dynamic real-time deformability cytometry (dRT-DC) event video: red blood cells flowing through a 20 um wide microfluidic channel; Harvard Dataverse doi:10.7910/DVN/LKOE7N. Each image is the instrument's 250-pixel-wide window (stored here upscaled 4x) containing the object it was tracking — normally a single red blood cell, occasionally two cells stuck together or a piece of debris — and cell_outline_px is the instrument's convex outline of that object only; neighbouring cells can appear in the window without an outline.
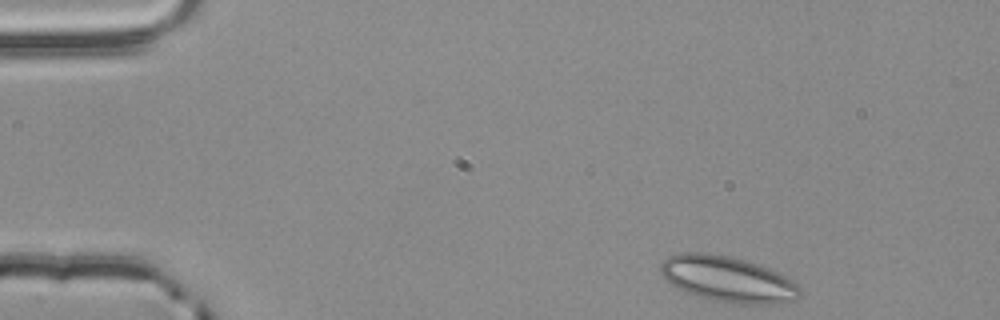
{"species": "common noctule bat (a hibernating species)", "species_latin": "Nyctalus noctula", "temperature_condition": "room temperature", "stored_images_in_passage": 26, "camera_frame_rate_fps": 3000, "um_per_image_px": 0.085, "animal": {"sex": "male", "body_mass_g": 20.4}, "frame": {"image": 1, "passage_image": 1, "time_ms": 0.0, "image_size_px": [1000, 320], "cell_outline_px": [[800, 296], [796, 300], [780, 304], [740, 304], [700, 296], [688, 292], [672, 284], [660, 272], [660, 264], [668, 256], [680, 252], [708, 252], [728, 256], [744, 260], [780, 272], [796, 284], [800, 288]], "centroid_in_image_um": [61.9, 23.71], "position_along_channel_um": 23.1, "area_um2": 36.82}}
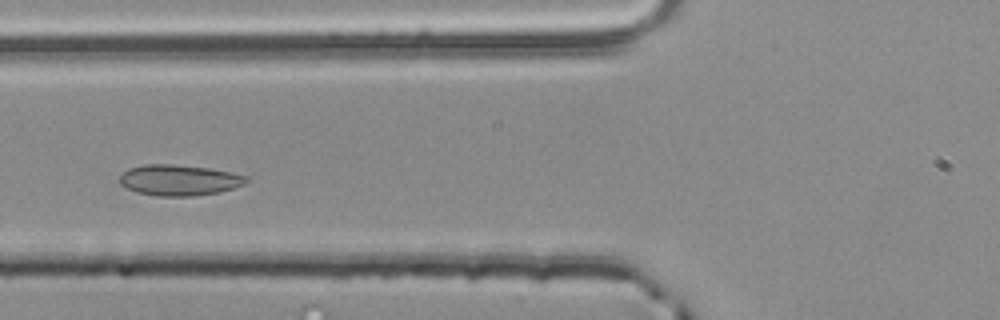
{"frame": {"image": 2, "passage_image": 15, "time_ms": 4.667, "image_size_px": [1000, 320], "cell_outline_px": [[248, 180], [244, 184], [232, 188], [216, 192], [192, 196], [156, 196], [136, 192], [120, 184], [120, 176], [128, 168], [144, 164], [172, 164], [208, 168], [232, 172], [248, 176]], "centroid_in_image_um": [15.21, 15.3], "position_along_channel_um": 110.6, "area_um2": 22.66}}
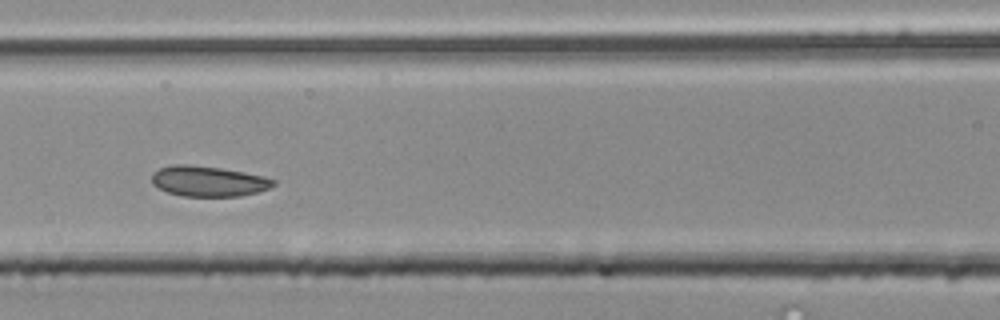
{"frame": {"image": 3, "passage_image": 18, "time_ms": 5.667, "image_size_px": [1000, 320], "cell_outline_px": [[276, 184], [268, 188], [256, 192], [240, 196], [184, 196], [168, 192], [152, 184], [152, 172], [160, 168], [172, 164], [188, 164], [220, 168], [244, 172], [264, 176], [276, 180]], "centroid_in_image_um": [17.7, 15.39], "position_along_channel_um": 148.9, "area_um2": 21.5}}